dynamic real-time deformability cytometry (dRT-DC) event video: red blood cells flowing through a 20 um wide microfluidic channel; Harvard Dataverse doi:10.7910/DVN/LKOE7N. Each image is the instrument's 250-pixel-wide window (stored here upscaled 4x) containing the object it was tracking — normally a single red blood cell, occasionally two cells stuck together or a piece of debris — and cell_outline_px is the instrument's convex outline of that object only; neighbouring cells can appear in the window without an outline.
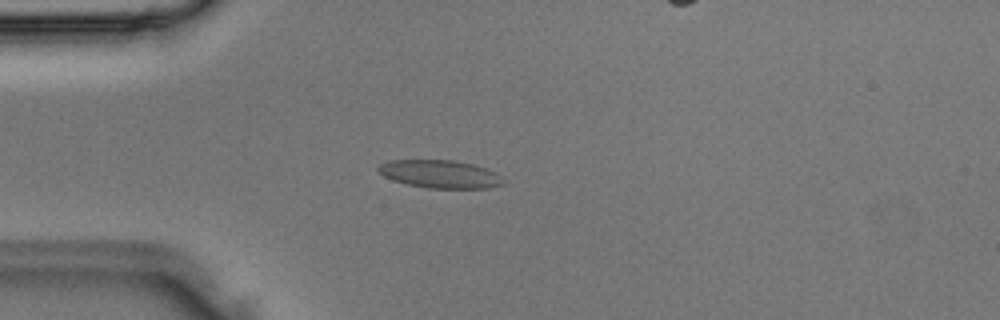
{"species": "Egyptian fruit bat (a non-hibernating species)", "species_latin": "Rousettus aegyptiacus", "temperature_condition": "room temperature", "stored_images_in_passage": 3, "camera_frame_rate_fps": 3000, "um_per_image_px": 0.085, "animal": {"sex": "male"}, "frame": {"image": 1, "passage_image": 3, "time_ms": 0.667, "image_size_px": [1000, 320], "cell_outline_px": [[504, 184], [488, 188], [428, 188], [408, 184], [392, 180], [384, 176], [376, 168], [380, 164], [388, 160], [452, 160], [472, 164], [496, 172], [504, 180]], "centroid_in_image_um": [37.39, 14.79], "position_along_channel_um": 47.6, "area_um2": 20.29}}